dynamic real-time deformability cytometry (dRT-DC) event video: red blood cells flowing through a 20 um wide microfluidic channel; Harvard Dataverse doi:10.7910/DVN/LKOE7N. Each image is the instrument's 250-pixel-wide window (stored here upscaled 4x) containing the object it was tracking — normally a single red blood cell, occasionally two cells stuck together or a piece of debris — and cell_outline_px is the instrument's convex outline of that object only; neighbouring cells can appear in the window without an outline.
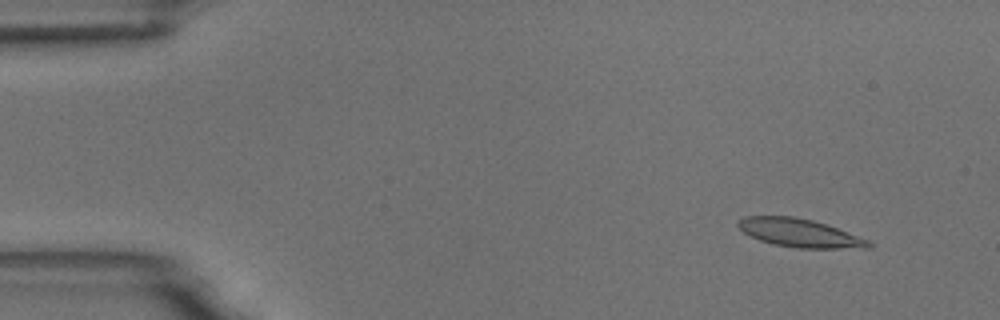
{"species": "common noctule bat (a hibernating species)", "species_latin": "Nyctalus noctula", "temperature_condition": "room temperature", "stored_images_in_passage": 6, "camera_frame_rate_fps": 3000, "um_per_image_px": 0.085, "animal": {"sex": "male", "body_mass_g": 18.8}, "frame": {"image": 1, "passage_image": 2, "time_ms": 1.0, "image_size_px": [1000, 320], "cell_outline_px": [[872, 248], [800, 248], [776, 244], [760, 240], [744, 232], [736, 224], [744, 216], [792, 216], [812, 220], [836, 228], [868, 240], [872, 244]], "centroid_in_image_um": [67.97, 19.8], "position_along_channel_um": 17.0, "area_um2": 21.04}}